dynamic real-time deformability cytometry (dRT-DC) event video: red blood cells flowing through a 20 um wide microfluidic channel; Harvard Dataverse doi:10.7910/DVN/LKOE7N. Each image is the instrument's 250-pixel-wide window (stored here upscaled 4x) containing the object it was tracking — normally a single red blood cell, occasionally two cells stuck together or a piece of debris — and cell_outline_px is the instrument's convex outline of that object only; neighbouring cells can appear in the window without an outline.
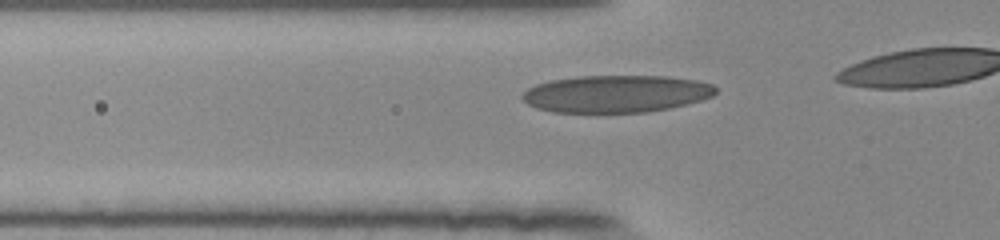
{"species": "human", "species_latin": "Homo sapiens", "temperature_condition": "room temperature", "stored_images_in_passage": 14, "camera_frame_rate_fps": 3000, "um_per_image_px": 0.085, "donor": {"sex": "female"}, "frame": {"image": 1, "passage_image": 8, "time_ms": 2.333, "image_size_px": [1000, 240], "cell_outline_px": [[716, 92], [712, 96], [700, 100], [668, 108], [644, 112], [552, 112], [536, 108], [528, 104], [520, 96], [528, 88], [536, 84], [552, 80], [580, 76], [668, 76], [700, 80], [712, 84], [716, 88]], "centroid_in_image_um": [52.37, 7.96], "position_along_channel_um": 73.4, "area_um2": 41.91}}
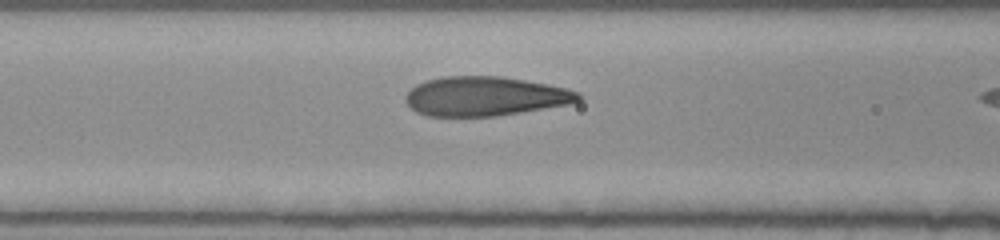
{"frame": {"image": 2, "passage_image": 12, "time_ms": 3.667, "image_size_px": [1000, 240], "cell_outline_px": [[584, 96], [580, 100], [568, 104], [496, 116], [428, 116], [416, 112], [404, 100], [404, 96], [416, 84], [428, 80], [444, 76], [500, 76], [524, 80], [568, 88], [580, 92]], "centroid_in_image_um": [41.24, 8.18], "position_along_channel_um": 125.4, "area_um2": 39.54}}